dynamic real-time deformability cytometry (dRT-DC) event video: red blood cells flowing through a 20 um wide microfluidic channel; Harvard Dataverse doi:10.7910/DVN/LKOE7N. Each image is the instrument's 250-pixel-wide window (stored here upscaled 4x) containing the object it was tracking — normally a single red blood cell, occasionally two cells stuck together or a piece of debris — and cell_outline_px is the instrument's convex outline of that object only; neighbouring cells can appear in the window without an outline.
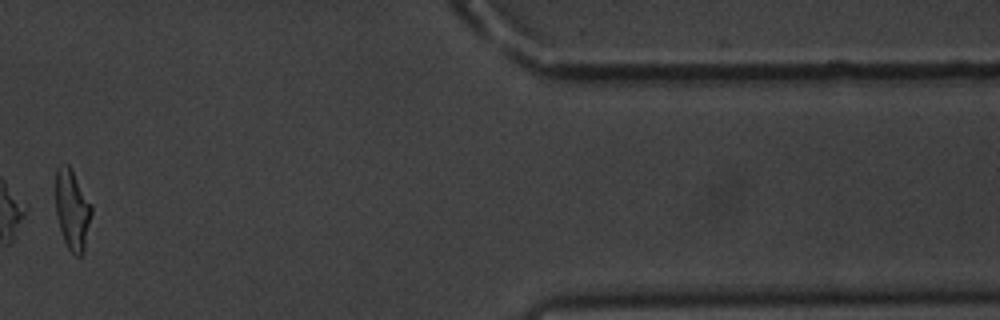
{"species": "common noctule bat (a hibernating species)", "species_latin": "Nyctalus noctula", "temperature_condition": "warm", "stored_images_in_passage": 15, "camera_frame_rate_fps": 3000, "um_per_image_px": 0.085, "animal": {"sex": "male", "body_mass_g": 20.1, "forearm_length_mm": 53.5}, "frame": {"image": 1, "passage_image": 13, "time_ms": 4.0, "image_size_px": [1000, 320], "cell_outline_px": [[92, 212], [84, 252], [80, 256], [76, 256], [68, 248], [64, 240], [56, 216], [56, 168], [60, 164], [68, 164], [72, 168], [92, 204]], "centroid_in_image_um": [6.15, 17.79], "position_along_channel_um": 405.2, "area_um2": 16.99}}